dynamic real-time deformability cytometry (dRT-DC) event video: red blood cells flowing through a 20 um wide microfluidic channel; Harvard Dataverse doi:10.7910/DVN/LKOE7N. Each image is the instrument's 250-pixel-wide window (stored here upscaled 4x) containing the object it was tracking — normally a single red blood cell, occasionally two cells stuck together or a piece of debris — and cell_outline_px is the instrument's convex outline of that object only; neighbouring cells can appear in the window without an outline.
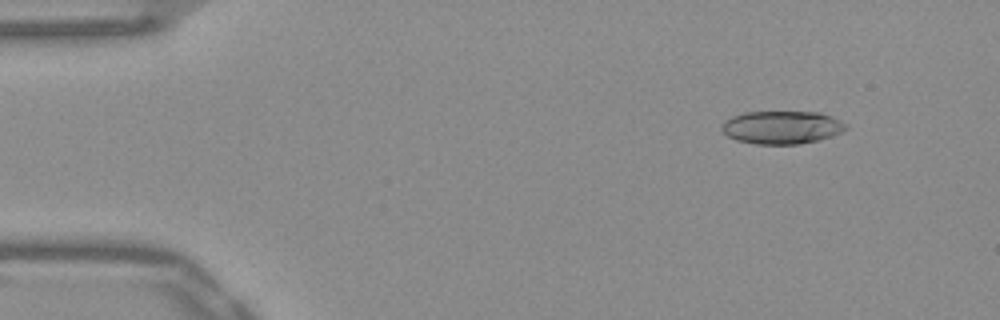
{"species": "Egyptian fruit bat (a non-hibernating species)", "species_latin": "Rousettus aegyptiacus", "temperature_condition": "warm", "stored_images_in_passage": 52, "camera_frame_rate_fps": 3000, "um_per_image_px": 0.085, "frame": {"image": 1, "passage_image": 6, "time_ms": 1.667, "image_size_px": [1000, 320], "cell_outline_px": [[848, 128], [832, 136], [800, 144], [756, 144], [736, 140], [728, 136], [720, 128], [720, 124], [724, 120], [732, 116], [744, 112], [820, 112], [832, 116], [848, 124]], "centroid_in_image_um": [66.44, 10.82], "position_along_channel_um": 18.6, "area_um2": 24.04}}
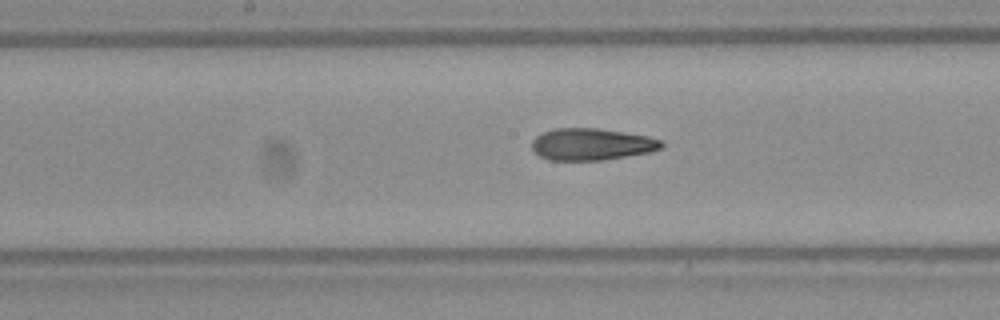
{"frame": {"image": 2, "passage_image": 27, "time_ms": 8.667, "image_size_px": [1000, 320], "cell_outline_px": [[664, 148], [648, 152], [604, 160], [548, 160], [540, 156], [532, 148], [532, 140], [536, 136], [552, 128], [600, 128], [648, 136], [660, 140], [664, 144]], "centroid_in_image_um": [50.29, 12.25], "position_along_channel_um": 197.9, "area_um2": 24.1}}
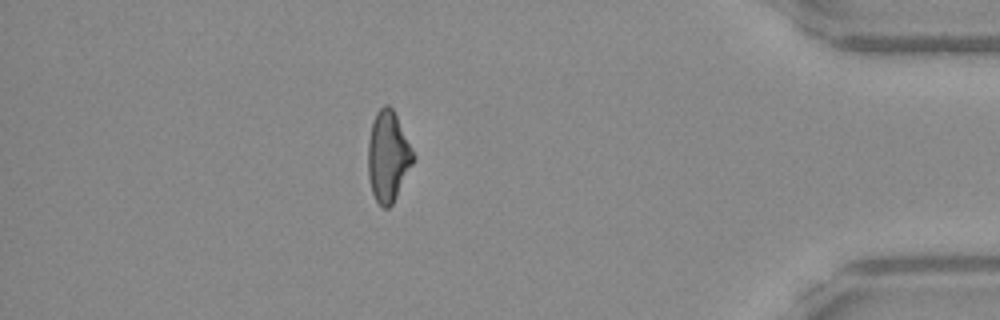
{"frame": {"image": 3, "passage_image": 46, "time_ms": 15.0, "image_size_px": [1000, 320], "cell_outline_px": [[416, 156], [392, 204], [388, 208], [384, 208], [376, 200], [372, 192], [368, 176], [368, 140], [372, 124], [376, 112], [384, 104], [388, 104], [392, 108]], "centroid_in_image_um": [32.97, 13.28], "position_along_channel_um": 402.2, "area_um2": 23.52}, "authors_computed_cell_mechanics": {"area_um2": 24.1604, "velocity_mm_per_s": 3.896, "shape_relaxation_time_tau1_ms": null, "shape_relaxation_time_tau2_ms": 2.4264, "deformation_change_tau1": null, "deformation_change_tau2": 0.1097}}